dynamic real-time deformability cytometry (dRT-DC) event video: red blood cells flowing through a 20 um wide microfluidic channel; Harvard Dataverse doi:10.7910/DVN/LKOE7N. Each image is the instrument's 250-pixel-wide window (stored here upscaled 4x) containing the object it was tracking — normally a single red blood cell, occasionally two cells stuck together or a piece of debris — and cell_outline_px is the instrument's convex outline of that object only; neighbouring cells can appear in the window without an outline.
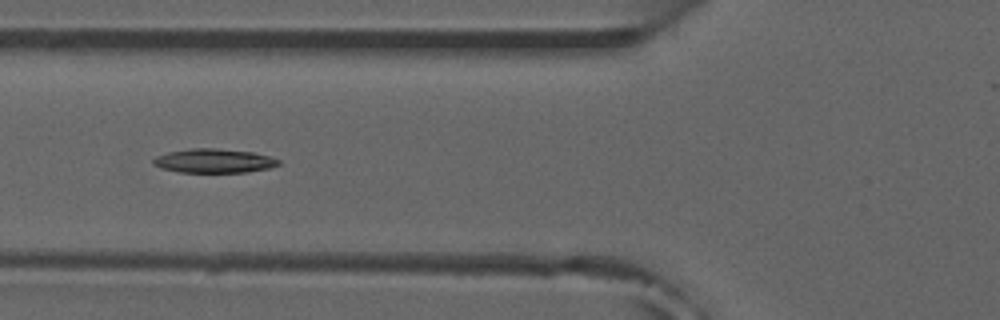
{"species": "common noctule bat (a hibernating species)", "species_latin": "Nyctalus noctula", "temperature_condition": "room temperature", "stored_images_in_passage": 8, "camera_frame_rate_fps": 3000, "um_per_image_px": 0.085, "animal": {"sex": "male", "forearm_length_mm": 52.5}, "frame": {"image": 1, "passage_image": 5, "time_ms": 1.333, "image_size_px": [1000, 320], "cell_outline_px": [[280, 164], [272, 168], [248, 172], [180, 172], [160, 168], [152, 164], [152, 160], [156, 156], [168, 152], [188, 148], [216, 148], [252, 152], [272, 156], [280, 160]], "centroid_in_image_um": [18.21, 13.67], "position_along_channel_um": 107.6, "area_um2": 17.8}}
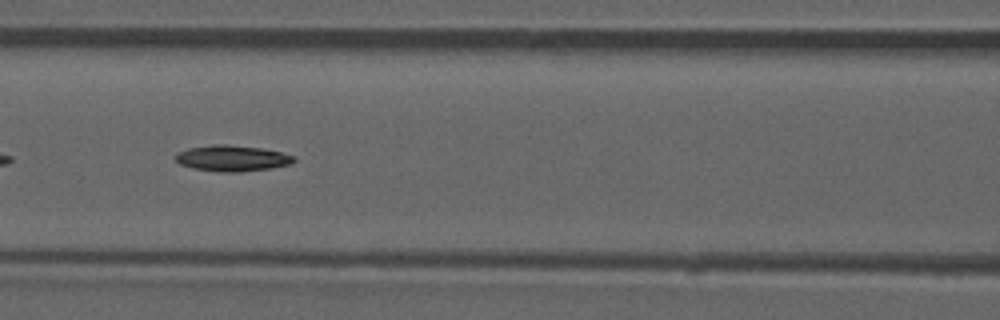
{"frame": {"image": 2, "passage_image": 8, "time_ms": 2.333, "image_size_px": [1000, 320], "cell_outline_px": [[296, 160], [292, 164], [272, 168], [240, 172], [220, 172], [192, 168], [180, 164], [172, 156], [176, 152], [188, 148], [212, 144], [224, 144], [260, 148], [280, 152], [296, 156]], "centroid_in_image_um": [19.71, 13.45], "position_along_channel_um": 146.9, "area_um2": 18.15}}